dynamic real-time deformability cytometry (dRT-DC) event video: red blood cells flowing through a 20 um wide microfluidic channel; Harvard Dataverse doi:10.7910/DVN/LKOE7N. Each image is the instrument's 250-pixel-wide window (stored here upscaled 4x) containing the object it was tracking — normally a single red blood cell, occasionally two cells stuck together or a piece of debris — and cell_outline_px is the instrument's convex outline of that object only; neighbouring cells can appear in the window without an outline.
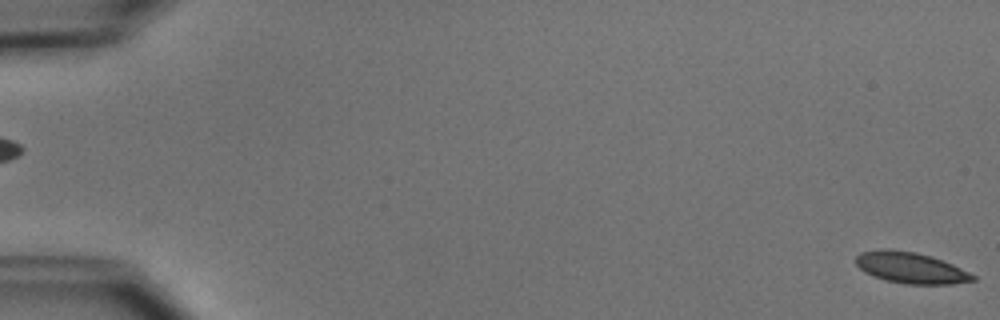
{"species": "common noctule bat (a hibernating species)", "species_latin": "Nyctalus noctula", "temperature_condition": "cold", "stored_images_in_passage": 5, "segment_of_instrument_passage": [2, 2], "camera_frame_rate_fps": 3000, "um_per_image_px": 0.085, "animal": {"sex": "male", "body_mass_g": 15.6}, "frame": {"image": 1, "passage_image": 5, "time_ms": 5.667, "image_size_px": [1000, 320], "cell_outline_px": [[976, 280], [952, 284], [904, 284], [884, 280], [872, 276], [864, 272], [856, 264], [856, 256], [860, 252], [880, 248], [888, 248], [916, 252], [932, 256], [952, 264], [976, 276]], "centroid_in_image_um": [77.37, 22.75], "position_along_channel_um": 7.6, "area_um2": 21.44}}